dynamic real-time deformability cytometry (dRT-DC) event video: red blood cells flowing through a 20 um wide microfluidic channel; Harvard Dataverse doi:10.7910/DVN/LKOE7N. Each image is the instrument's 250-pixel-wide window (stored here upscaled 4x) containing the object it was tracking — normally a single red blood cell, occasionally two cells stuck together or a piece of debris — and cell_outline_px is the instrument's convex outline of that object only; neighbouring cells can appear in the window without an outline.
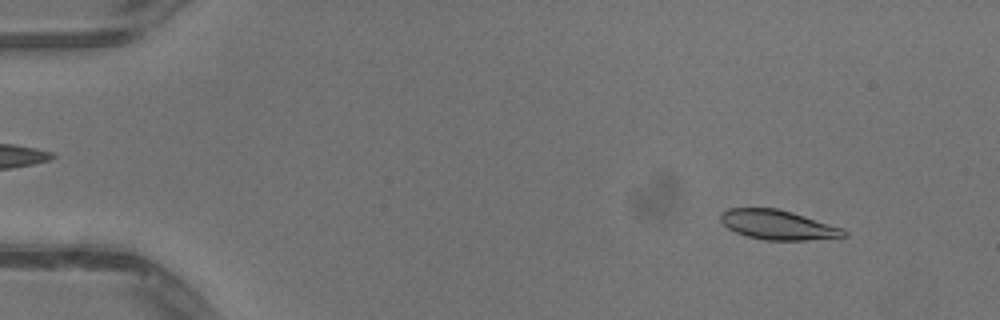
{"species": "common noctule bat (a hibernating species)", "species_latin": "Nyctalus noctula", "temperature_condition": "warm", "stored_images_in_passage": 48, "camera_frame_rate_fps": 3000, "um_per_image_px": 0.085, "animal": {"sex": "male", "body_mass_g": 13.3}, "frame": {"image": 1, "passage_image": 3, "time_ms": 0.667, "image_size_px": [1000, 320], "cell_outline_px": [[848, 236], [804, 240], [768, 240], [748, 236], [736, 232], [728, 228], [720, 220], [720, 216], [728, 208], [776, 208], [792, 212], [840, 228], [848, 232]], "centroid_in_image_um": [66.1, 19.11], "position_along_channel_um": 18.9, "area_um2": 20.75}}
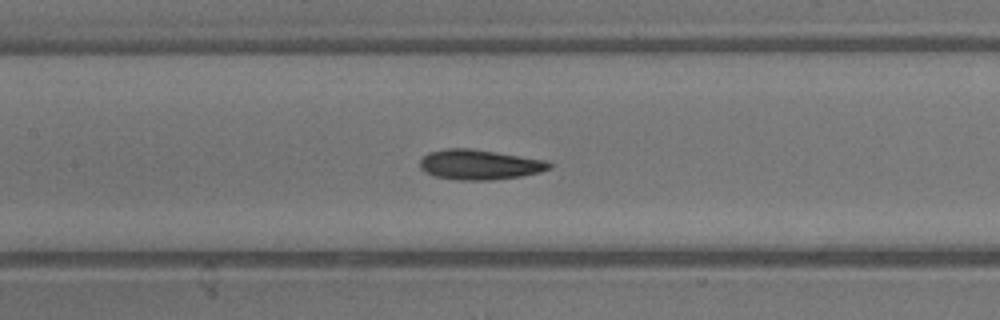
{"frame": {"image": 2, "passage_image": 22, "time_ms": 7.0, "image_size_px": [1000, 320], "cell_outline_px": [[552, 168], [540, 172], [520, 176], [488, 180], [456, 180], [436, 176], [424, 172], [420, 168], [420, 160], [428, 152], [444, 148], [472, 148], [548, 160], [552, 164]], "centroid_in_image_um": [40.76, 13.98], "position_along_channel_um": 166.6, "area_um2": 22.83}}
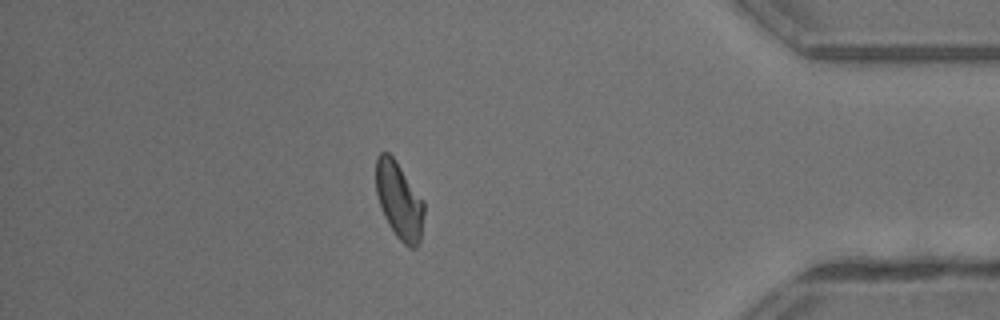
{"frame": {"image": 3, "passage_image": 42, "time_ms": 13.667, "image_size_px": [1000, 320], "cell_outline_px": [[424, 212], [420, 240], [416, 248], [408, 248], [396, 236], [388, 224], [384, 216], [376, 192], [376, 156], [380, 152], [388, 152], [396, 160], [424, 200]], "centroid_in_image_um": [33.93, 17.04], "position_along_channel_um": 401.3, "area_um2": 21.68}, "authors_computed_cell_mechanics": {"area_um2": 21.7906, "velocity_mm_per_s": 4.0949, "shape_relaxation_time_tau1_ms": 3.8789, "shape_relaxation_time_tau2_ms": 2.1603, "deformation_change_tau1": 0.1244, "deformation_change_tau2": 0.073}}